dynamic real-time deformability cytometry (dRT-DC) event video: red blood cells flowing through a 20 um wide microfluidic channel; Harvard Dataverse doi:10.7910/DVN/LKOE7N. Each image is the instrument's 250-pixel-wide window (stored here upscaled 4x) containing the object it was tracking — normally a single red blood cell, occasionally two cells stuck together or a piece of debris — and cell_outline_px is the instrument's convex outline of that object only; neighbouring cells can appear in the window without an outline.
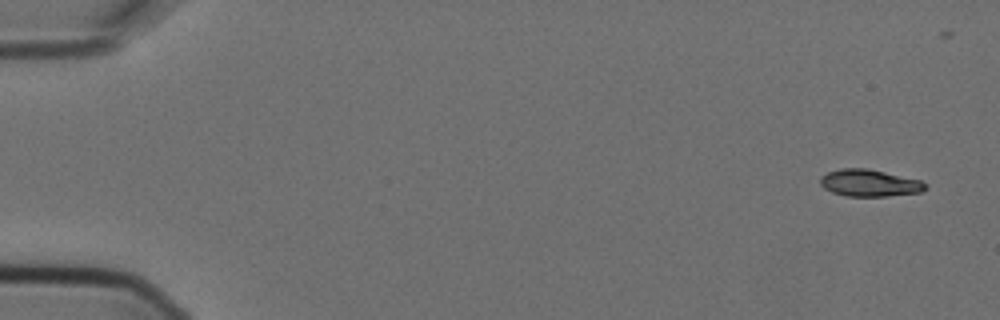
{"species": "Egyptian fruit bat (a non-hibernating species)", "species_latin": "Rousettus aegyptiacus", "temperature_condition": "cold", "stored_images_in_passage": 3, "camera_frame_rate_fps": 3000, "um_per_image_px": 0.085, "animal": {"sex": "female"}, "frame": {"image": 1, "passage_image": 1, "time_ms": 0.0, "image_size_px": [1000, 320], "cell_outline_px": [[928, 184], [920, 192], [888, 196], [844, 196], [832, 192], [824, 188], [820, 184], [820, 176], [828, 172], [840, 168], [868, 168], [920, 180]], "centroid_in_image_um": [73.87, 15.55], "position_along_channel_um": 11.1, "area_um2": 16.53}}